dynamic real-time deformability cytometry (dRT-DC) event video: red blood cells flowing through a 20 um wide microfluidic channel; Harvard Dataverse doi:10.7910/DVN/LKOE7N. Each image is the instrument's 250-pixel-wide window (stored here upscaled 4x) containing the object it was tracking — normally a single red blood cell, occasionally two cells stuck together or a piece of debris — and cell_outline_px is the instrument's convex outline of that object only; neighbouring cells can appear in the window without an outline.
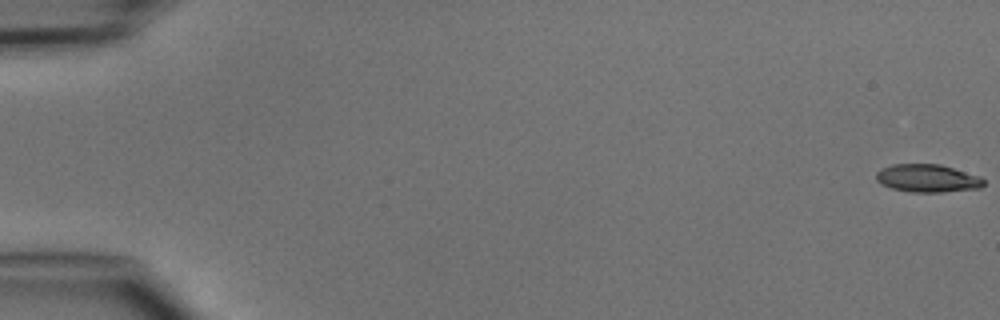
{"species": "common noctule bat (a hibernating species)", "species_latin": "Nyctalus noctula", "temperature_condition": "cold", "stored_images_in_passage": 6, "camera_frame_rate_fps": 3000, "um_per_image_px": 0.085, "animal": {"sex": "male", "body_mass_g": 15.6}, "frame": {"image": 1, "passage_image": 1, "time_ms": 0.0, "image_size_px": [1000, 320], "cell_outline_px": [[984, 184], [980, 188], [944, 192], [912, 192], [892, 188], [880, 184], [876, 180], [876, 172], [880, 168], [892, 164], [940, 164], [980, 176], [984, 180]], "centroid_in_image_um": [78.81, 15.15], "position_along_channel_um": 6.2, "area_um2": 17.57}}
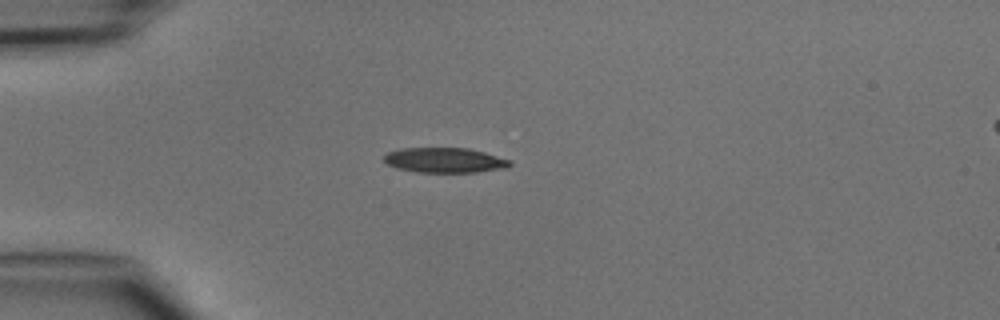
{"frame": {"image": 2, "passage_image": 5, "time_ms": 4.333, "image_size_px": [1000, 320], "cell_outline_px": [[512, 164], [508, 168], [476, 172], [416, 172], [396, 168], [388, 164], [384, 160], [384, 156], [388, 152], [400, 148], [468, 148], [484, 152], [512, 160]], "centroid_in_image_um": [37.83, 13.62], "position_along_channel_um": 47.2, "area_um2": 18.44}}